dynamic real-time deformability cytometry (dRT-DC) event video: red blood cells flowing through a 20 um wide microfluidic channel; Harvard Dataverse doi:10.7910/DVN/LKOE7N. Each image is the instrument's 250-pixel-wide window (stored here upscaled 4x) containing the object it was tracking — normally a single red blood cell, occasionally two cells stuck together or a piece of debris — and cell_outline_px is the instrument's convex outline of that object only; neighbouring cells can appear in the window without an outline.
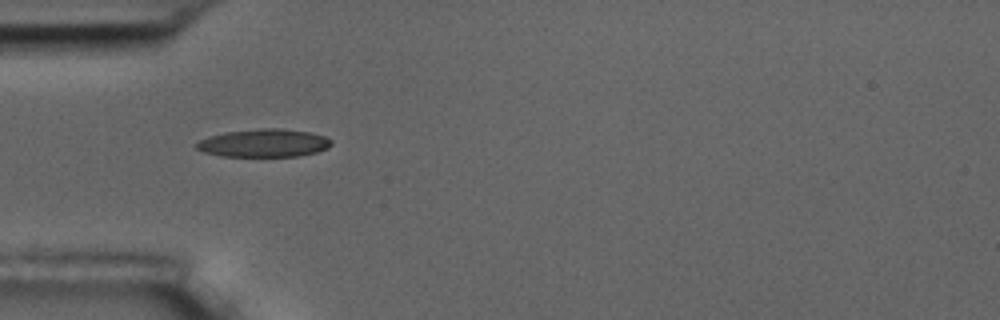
{"species": "common noctule bat (a hibernating species)", "species_latin": "Nyctalus noctula", "temperature_condition": "room temperature", "stored_images_in_passage": 1, "camera_frame_rate_fps": 3000, "um_per_image_px": 0.085, "animal": {"sex": "male", "body_mass_g": 17.5, "forearm_length_mm": 52.3}, "frame": {"image": 1, "passage_image": 1, "time_ms": 0.0, "image_size_px": [1000, 320], "cell_outline_px": [[332, 144], [328, 148], [316, 152], [300, 156], [220, 156], [204, 152], [196, 148], [196, 144], [200, 140], [212, 136], [228, 132], [264, 128], [280, 128], [308, 132], [324, 136], [332, 140]], "centroid_in_image_um": [22.47, 12.17], "position_along_channel_um": 62.5, "area_um2": 21.73}}